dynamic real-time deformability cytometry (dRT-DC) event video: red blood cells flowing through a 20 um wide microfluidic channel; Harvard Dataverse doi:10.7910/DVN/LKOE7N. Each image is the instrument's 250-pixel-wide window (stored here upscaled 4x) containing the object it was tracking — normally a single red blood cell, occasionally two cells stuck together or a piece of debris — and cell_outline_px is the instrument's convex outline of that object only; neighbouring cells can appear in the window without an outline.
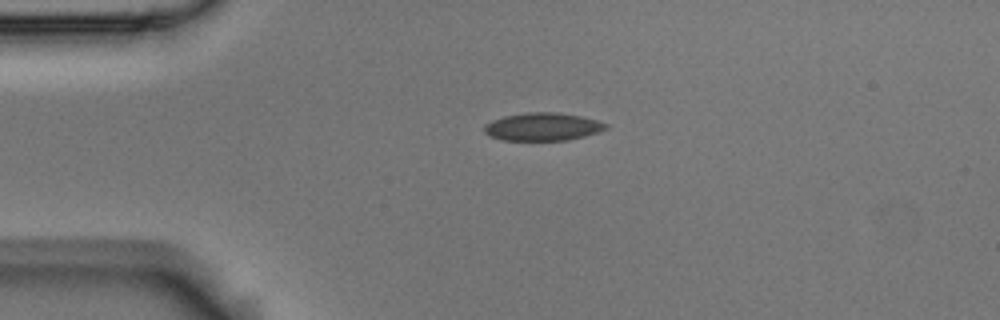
{"species": "Egyptian fruit bat (a non-hibernating species)", "species_latin": "Rousettus aegyptiacus", "temperature_condition": "room temperature", "stored_images_in_passage": 2, "camera_frame_rate_fps": 3000, "um_per_image_px": 0.085, "animal": {"sex": "male"}, "frame": {"image": 1, "passage_image": 1, "time_ms": 0.0, "image_size_px": [1000, 320], "cell_outline_px": [[608, 128], [584, 136], [568, 140], [504, 140], [488, 136], [484, 132], [484, 124], [492, 120], [504, 116], [528, 112], [556, 112], [580, 116], [596, 120], [608, 124]], "centroid_in_image_um": [46.09, 10.77], "position_along_channel_um": 38.9, "area_um2": 19.71}}